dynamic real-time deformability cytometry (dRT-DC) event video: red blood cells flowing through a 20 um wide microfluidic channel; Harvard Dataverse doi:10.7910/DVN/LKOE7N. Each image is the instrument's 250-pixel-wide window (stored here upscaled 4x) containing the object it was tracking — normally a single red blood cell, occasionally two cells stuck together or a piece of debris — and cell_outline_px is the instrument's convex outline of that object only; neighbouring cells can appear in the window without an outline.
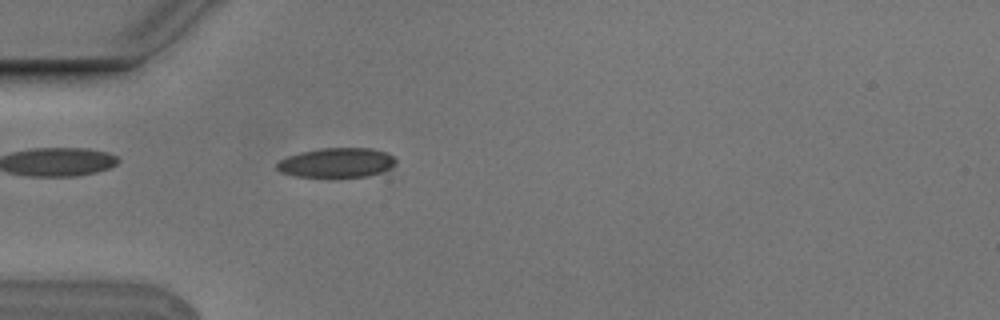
{"species": "Egyptian fruit bat (a non-hibernating species)", "species_latin": "Rousettus aegyptiacus", "temperature_condition": "cold", "stored_images_in_passage": 5, "camera_frame_rate_fps": 3000, "um_per_image_px": 0.085, "animal": {"sex": "male"}, "frame": {"image": 1, "passage_image": 5, "time_ms": 1.333, "image_size_px": [1000, 320], "cell_outline_px": [[396, 164], [392, 168], [384, 172], [368, 176], [296, 176], [280, 172], [276, 168], [276, 164], [280, 160], [288, 156], [300, 152], [320, 148], [372, 148], [388, 152], [396, 160]], "centroid_in_image_um": [28.66, 13.81], "position_along_channel_um": 56.3, "area_um2": 20.52}}